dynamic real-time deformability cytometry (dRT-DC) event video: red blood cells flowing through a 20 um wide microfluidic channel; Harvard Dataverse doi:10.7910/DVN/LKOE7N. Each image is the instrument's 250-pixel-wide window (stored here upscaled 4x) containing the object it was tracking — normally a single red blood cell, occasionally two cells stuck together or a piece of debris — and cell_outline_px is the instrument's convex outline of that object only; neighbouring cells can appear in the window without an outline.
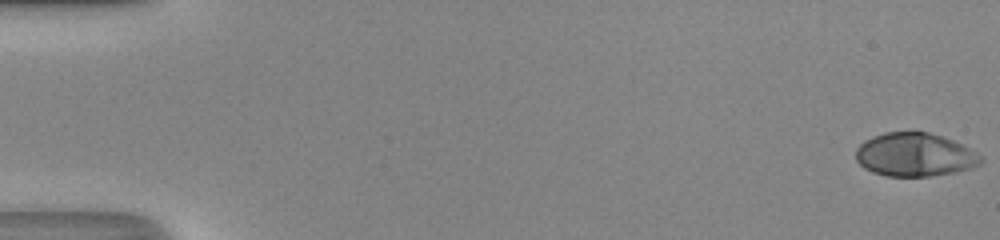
{"species": "human", "species_latin": "Homo sapiens", "temperature_condition": "room temperature", "stored_images_in_passage": 49, "camera_frame_rate_fps": 3000, "um_per_image_px": 0.085, "donor": {"sex": "male"}, "frame": {"image": 1, "passage_image": 1, "time_ms": 0.0, "image_size_px": [1000, 240], "cell_outline_px": [[984, 160], [980, 164], [956, 172], [928, 176], [888, 176], [872, 172], [864, 168], [856, 160], [856, 148], [864, 140], [872, 136], [884, 132], [928, 132], [952, 140], [968, 148], [980, 156]], "centroid_in_image_um": [77.71, 13.15], "position_along_channel_um": 7.3, "area_um2": 31.44}}
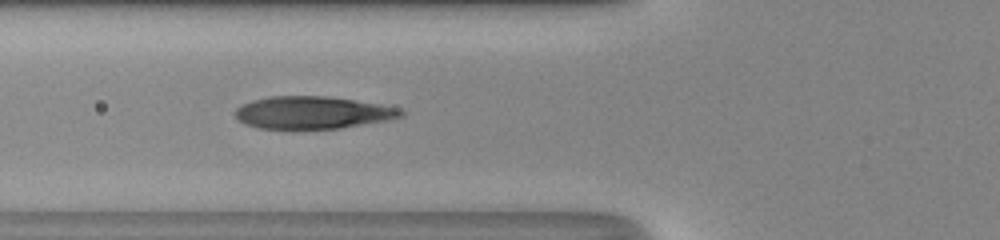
{"frame": {"image": 2, "passage_image": 20, "time_ms": 6.333, "image_size_px": [1000, 240], "cell_outline_px": [[404, 116], [388, 120], [340, 128], [260, 128], [244, 124], [236, 116], [236, 108], [252, 100], [272, 96], [324, 96], [352, 100], [400, 108], [404, 112]], "centroid_in_image_um": [26.57, 9.57], "position_along_channel_um": 99.2, "area_um2": 30.81}}
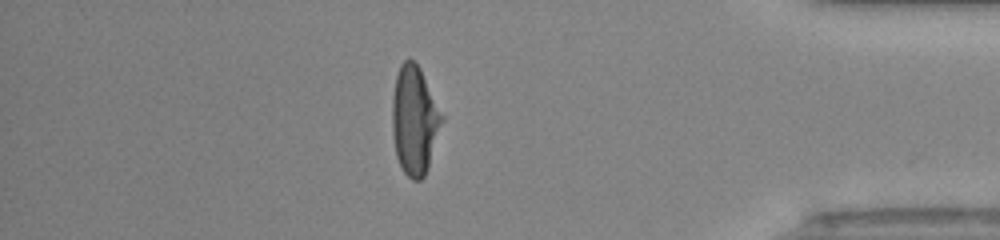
{"frame": {"image": 3, "passage_image": 43, "time_ms": 14.0, "image_size_px": [1000, 240], "cell_outline_px": [[444, 120], [428, 168], [424, 176], [420, 180], [412, 180], [404, 172], [396, 156], [392, 132], [392, 96], [396, 76], [400, 64], [408, 56], [420, 68], [444, 116]], "centroid_in_image_um": [35.24, 10.21], "position_along_channel_um": 400.0, "area_um2": 31.67}, "authors_computed_cell_mechanics": {"area_um2": 31.6744, "velocity_mm_per_s": 4.3653, "shape_relaxation_time_tau1_ms": 5.0441, "shape_relaxation_time_tau2_ms": null, "deformation_change_tau1": 0.269, "deformation_change_tau2": null}}